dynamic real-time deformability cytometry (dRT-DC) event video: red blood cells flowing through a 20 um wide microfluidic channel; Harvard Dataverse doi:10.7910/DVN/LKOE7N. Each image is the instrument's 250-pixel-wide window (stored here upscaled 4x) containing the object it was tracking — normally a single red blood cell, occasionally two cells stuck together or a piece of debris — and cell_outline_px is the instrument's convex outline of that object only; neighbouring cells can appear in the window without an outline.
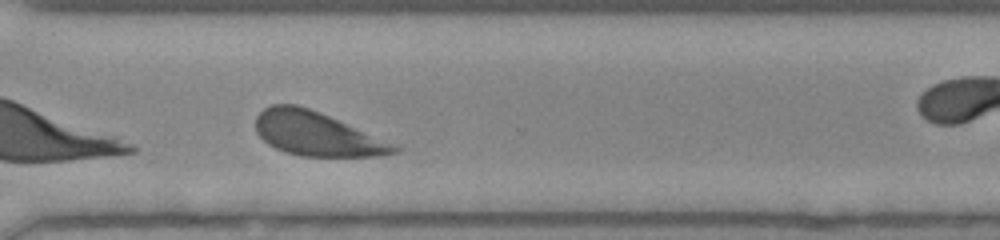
{"species": "human", "species_latin": "Homo sapiens", "temperature_condition": "room temperature", "stored_images_in_passage": 31, "camera_frame_rate_fps": 3000, "um_per_image_px": 0.085, "donor": {"sex": "female"}, "frame": {"image": 1, "passage_image": 22, "time_ms": 7.0, "image_size_px": [1000, 240], "cell_outline_px": [[400, 152], [376, 156], [300, 156], [276, 148], [268, 144], [256, 132], [256, 116], [264, 108], [272, 104], [296, 104], [320, 112], [400, 144]], "centroid_in_image_um": [27.0, 11.37], "position_along_channel_um": 343.6, "area_um2": 35.78}}